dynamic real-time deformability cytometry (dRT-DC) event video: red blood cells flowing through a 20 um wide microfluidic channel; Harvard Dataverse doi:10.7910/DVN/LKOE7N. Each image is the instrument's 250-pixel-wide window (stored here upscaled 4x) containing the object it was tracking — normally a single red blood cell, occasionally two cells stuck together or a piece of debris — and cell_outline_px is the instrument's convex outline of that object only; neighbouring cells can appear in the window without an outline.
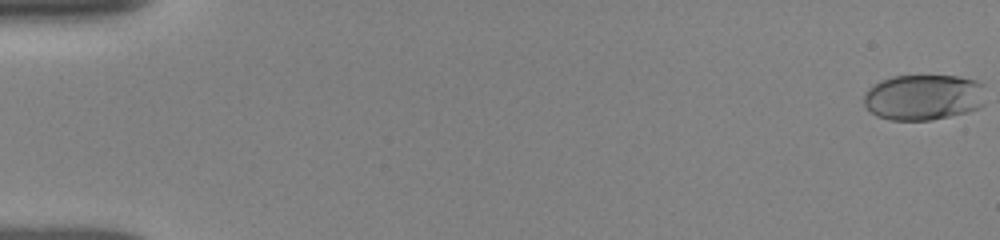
{"species": "human", "species_latin": "Homo sapiens", "temperature_condition": "room temperature", "stored_images_in_passage": 23, "camera_frame_rate_fps": 3000, "um_per_image_px": 0.085, "donor": {"sex": "female"}, "frame": {"image": 1, "passage_image": 1, "time_ms": 0.0, "image_size_px": [1000, 240], "cell_outline_px": [[984, 104], [980, 108], [968, 112], [932, 120], [892, 120], [876, 116], [864, 104], [864, 96], [868, 88], [880, 80], [892, 76], [956, 76], [976, 80], [984, 84]], "centroid_in_image_um": [78.52, 8.26], "position_along_channel_um": 6.5, "area_um2": 32.77}}
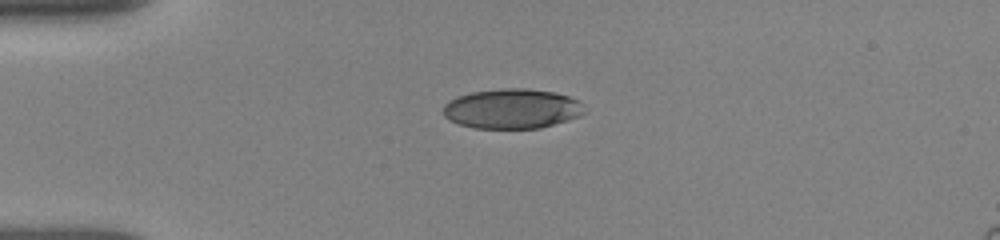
{"frame": {"image": 2, "passage_image": 14, "time_ms": 4.333, "image_size_px": [1000, 240], "cell_outline_px": [[584, 112], [580, 116], [568, 120], [540, 128], [472, 128], [448, 120], [444, 116], [444, 104], [448, 100], [472, 92], [504, 88], [524, 88], [556, 92], [568, 96], [576, 100], [580, 104]], "centroid_in_image_um": [43.49, 9.24], "position_along_channel_um": 41.5, "area_um2": 32.6}}
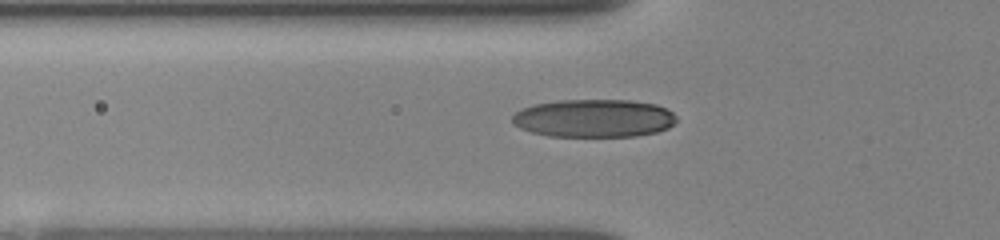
{"frame": {"image": 3, "passage_image": 20, "time_ms": 6.0, "image_size_px": [1000, 240], "cell_outline_px": [[676, 120], [668, 128], [656, 132], [636, 136], [548, 136], [532, 132], [520, 128], [512, 124], [512, 116], [516, 112], [532, 104], [560, 100], [628, 100], [656, 104], [672, 112], [676, 116]], "centroid_in_image_um": [50.46, 10.05], "position_along_channel_um": 75.3, "area_um2": 36.36}}